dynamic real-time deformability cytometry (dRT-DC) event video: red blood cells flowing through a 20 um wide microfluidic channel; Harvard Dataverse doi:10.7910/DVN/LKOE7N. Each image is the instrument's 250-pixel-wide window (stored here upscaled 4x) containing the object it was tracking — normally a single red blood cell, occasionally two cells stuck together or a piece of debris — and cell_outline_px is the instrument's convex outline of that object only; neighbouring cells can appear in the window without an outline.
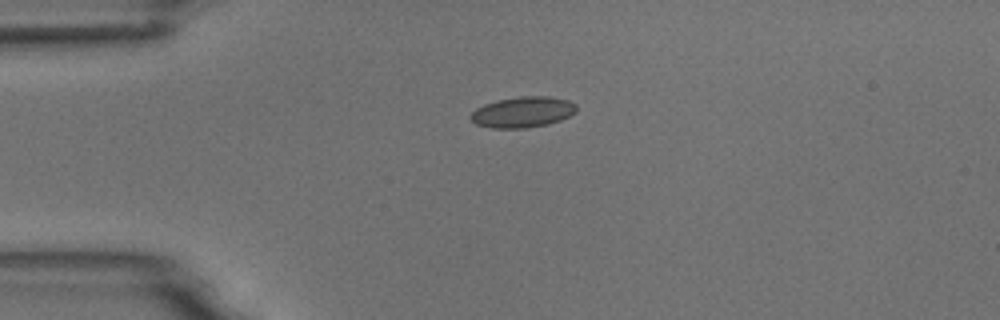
{"species": "common noctule bat (a hibernating species)", "species_latin": "Nyctalus noctula", "temperature_condition": "room temperature", "stored_images_in_passage": 42, "camera_frame_rate_fps": 3000, "um_per_image_px": 0.085, "animal": {"sex": "male", "body_mass_g": 18.8}, "frame": {"image": 1, "passage_image": 1, "time_ms": 0.0, "image_size_px": [1000, 320], "cell_outline_px": [[576, 112], [560, 120], [548, 124], [524, 128], [492, 128], [476, 124], [468, 116], [476, 108], [484, 104], [496, 100], [520, 96], [548, 96], [568, 100], [576, 104]], "centroid_in_image_um": [44.41, 9.52], "position_along_channel_um": 40.6, "area_um2": 19.02}}
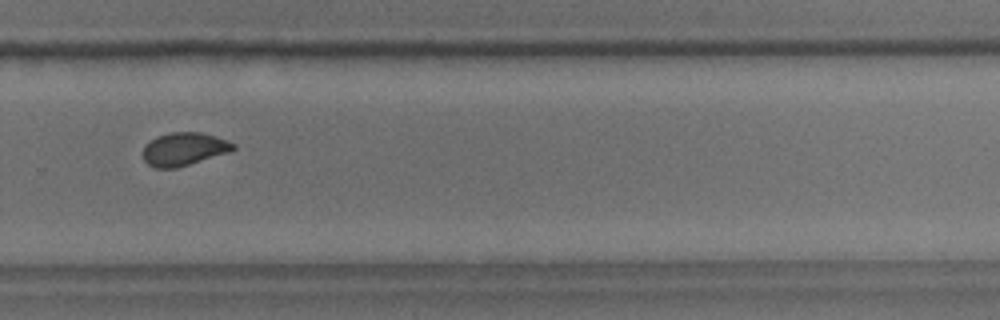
{"frame": {"image": 2, "passage_image": 25, "time_ms": 8.0, "image_size_px": [1000, 320], "cell_outline_px": [[236, 148], [228, 152], [176, 168], [156, 168], [148, 164], [144, 160], [144, 148], [156, 136], [172, 132], [200, 132], [216, 136], [236, 144]], "centroid_in_image_um": [15.65, 12.66], "position_along_channel_um": 314.1, "area_um2": 17.11}}
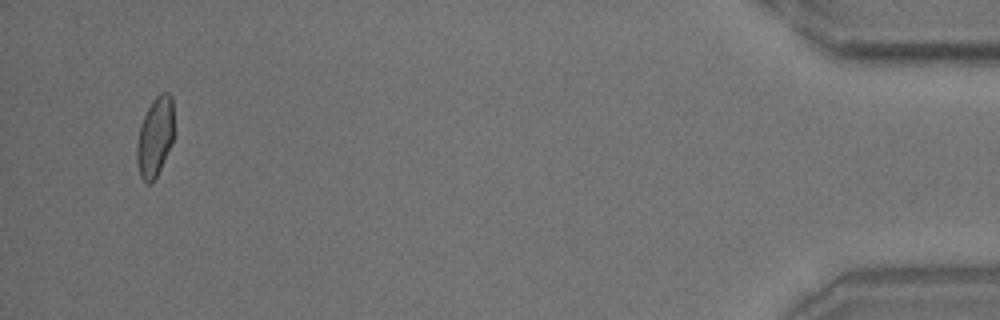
{"frame": {"image": 3, "passage_image": 40, "time_ms": 13.0, "image_size_px": [1000, 320], "cell_outline_px": [[172, 140], [160, 168], [156, 176], [148, 184], [140, 176], [136, 160], [136, 144], [140, 124], [152, 100], [160, 92], [168, 92], [172, 96]], "centroid_in_image_um": [13.14, 11.6], "position_along_channel_um": 422.1, "area_um2": 16.82}, "authors_computed_cell_mechanics": {"area_um2": 17.5134, "velocity_mm_per_s": 3.7343, "shape_relaxation_time_tau1_ms": 5.8153, "shape_relaxation_time_tau2_ms": 1.2169, "deformation_change_tau1": 0.113, "deformation_change_tau2": 0.0451}}